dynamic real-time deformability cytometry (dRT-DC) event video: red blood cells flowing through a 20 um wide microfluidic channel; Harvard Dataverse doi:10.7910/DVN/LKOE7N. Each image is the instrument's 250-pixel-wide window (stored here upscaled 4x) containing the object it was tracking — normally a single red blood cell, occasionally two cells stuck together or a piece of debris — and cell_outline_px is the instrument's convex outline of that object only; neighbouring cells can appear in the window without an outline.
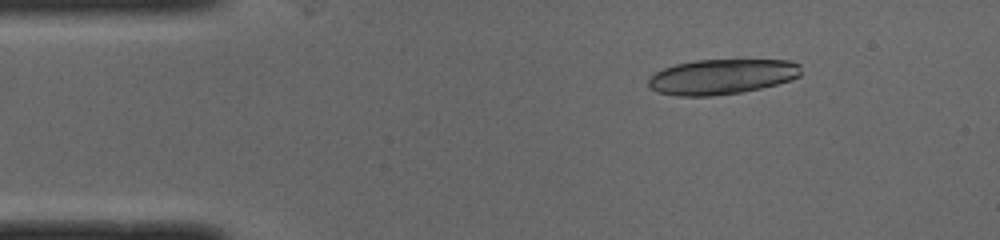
{"species": "common noctule bat (a hibernating species)", "species_latin": "Nyctalus noctula", "temperature_condition": "cold", "stored_images_in_passage": 10, "camera_frame_rate_fps": 3000, "um_per_image_px": 0.085, "animal": {"sex": "male", "body_mass_g": 19.0, "forearm_length_mm": 50.8}, "frame": {"image": 1, "passage_image": 1, "time_ms": 0.0, "image_size_px": [1000, 240], "cell_outline_px": [[800, 76], [792, 80], [760, 88], [740, 92], [708, 96], [676, 96], [656, 92], [648, 88], [648, 80], [656, 72], [664, 68], [676, 64], [696, 60], [788, 60], [800, 64]], "centroid_in_image_um": [61.33, 6.52], "position_along_channel_um": 23.7, "area_um2": 31.27}}